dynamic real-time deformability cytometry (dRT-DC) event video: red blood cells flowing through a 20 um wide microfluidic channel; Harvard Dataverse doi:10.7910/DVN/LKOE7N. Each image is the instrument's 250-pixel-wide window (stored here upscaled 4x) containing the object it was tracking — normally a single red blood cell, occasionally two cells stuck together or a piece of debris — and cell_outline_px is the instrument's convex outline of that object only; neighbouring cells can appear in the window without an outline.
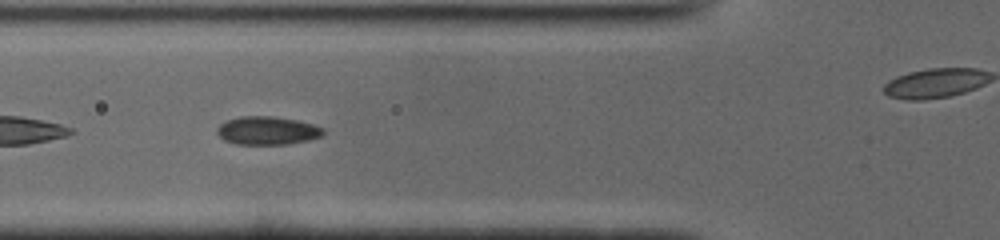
{"species": "common noctule bat (a hibernating species)", "species_latin": "Nyctalus noctula", "temperature_condition": "cold", "stored_images_in_passage": 40, "camera_frame_rate_fps": 3000, "um_per_image_px": 0.085, "animal": {"sex": "male", "body_mass_g": 19.0, "forearm_length_mm": 50.8}, "frame": {"image": 1, "passage_image": 6, "time_ms": 1.667, "image_size_px": [1000, 240], "cell_outline_px": [[324, 132], [320, 136], [308, 140], [284, 144], [236, 144], [224, 140], [216, 132], [216, 128], [220, 124], [228, 120], [240, 116], [272, 116], [296, 120], [312, 124], [324, 128]], "centroid_in_image_um": [22.69, 11.09], "position_along_channel_um": 103.1, "area_um2": 17.34}}
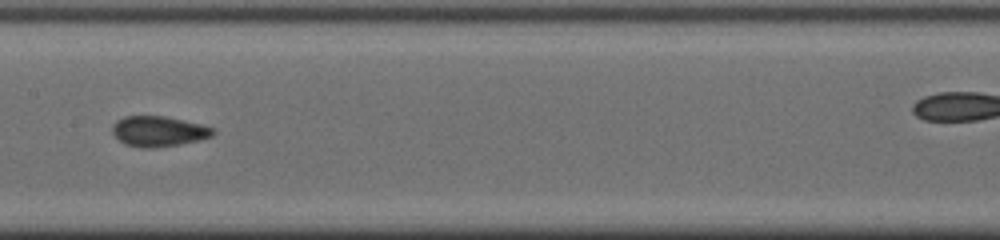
{"frame": {"image": 2, "passage_image": 13, "time_ms": 4.0, "image_size_px": [1000, 240], "cell_outline_px": [[216, 132], [212, 136], [200, 140], [180, 144], [156, 148], [144, 148], [128, 144], [120, 140], [112, 132], [112, 124], [116, 120], [124, 116], [164, 116], [200, 124], [212, 128]], "centroid_in_image_um": [13.48, 11.16], "position_along_channel_um": 193.9, "area_um2": 17.69}}
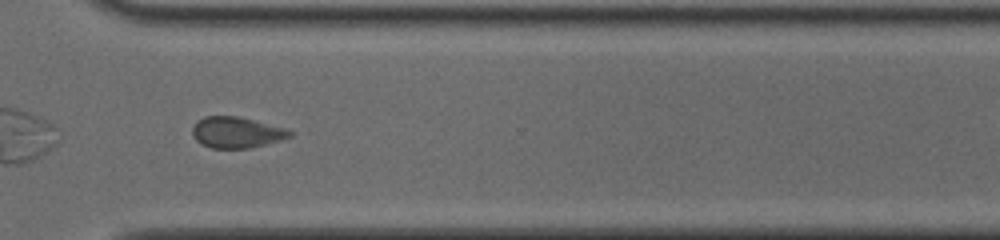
{"frame": {"image": 3, "passage_image": 25, "time_ms": 8.0, "image_size_px": [1000, 240], "cell_outline_px": [[292, 136], [264, 144], [248, 148], [212, 148], [196, 140], [192, 132], [192, 128], [204, 116], [236, 116], [284, 128], [292, 132]], "centroid_in_image_um": [20.08, 11.25], "position_along_channel_um": 350.5, "area_um2": 17.05}, "authors_computed_cell_mechanics": {"area_um2": 17.3111, "velocity_mm_per_s": 3.895, "shape_relaxation_time_tau1_ms": 8.9887, "shape_relaxation_time_tau2_ms": 1.6305, "deformation_change_tau1": 0.1107, "deformation_change_tau2": 0.0684}}